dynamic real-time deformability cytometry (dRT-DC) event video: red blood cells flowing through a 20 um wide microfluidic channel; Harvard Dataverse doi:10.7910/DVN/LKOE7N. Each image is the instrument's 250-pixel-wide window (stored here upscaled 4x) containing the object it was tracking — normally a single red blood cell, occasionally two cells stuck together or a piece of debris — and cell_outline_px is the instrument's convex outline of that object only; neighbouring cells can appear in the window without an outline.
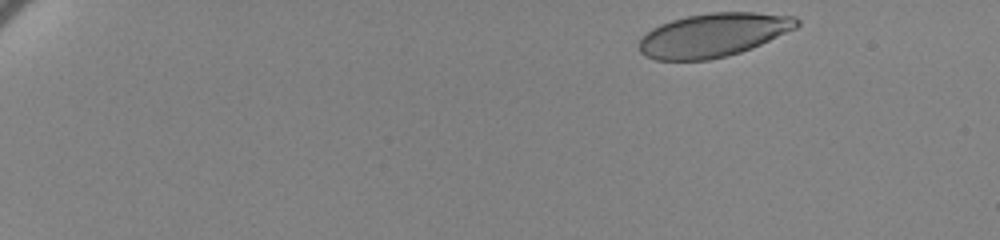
{"species": "human", "species_latin": "Homo sapiens", "temperature_condition": "cold", "stored_images_in_passage": 54, "camera_frame_rate_fps": 3000, "um_per_image_px": 0.085, "donor": {"sex": "female"}, "frame": {"image": 1, "passage_image": 1, "time_ms": 0.0, "image_size_px": [1000, 240], "cell_outline_px": [[800, 24], [796, 28], [752, 48], [740, 52], [708, 60], [656, 60], [644, 56], [640, 52], [640, 40], [652, 28], [660, 24], [672, 20], [688, 16], [712, 12], [756, 12], [796, 16], [800, 20]], "centroid_in_image_um": [60.66, 2.97], "position_along_channel_um": 24.3, "area_um2": 40.0}}
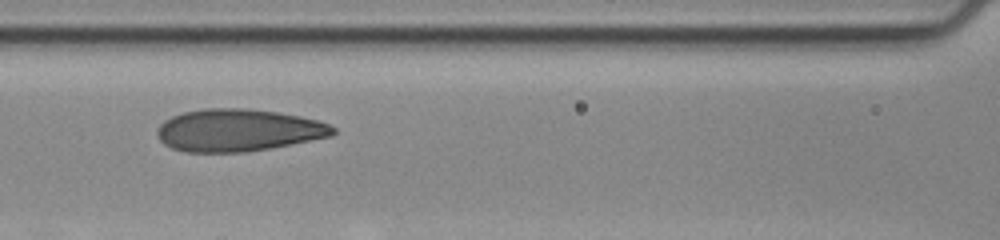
{"frame": {"image": 2, "passage_image": 24, "time_ms": 7.667, "image_size_px": [1000, 240], "cell_outline_px": [[336, 132], [332, 136], [268, 148], [244, 152], [184, 152], [172, 148], [164, 144], [160, 140], [156, 132], [160, 124], [164, 120], [172, 116], [184, 112], [204, 108], [248, 108], [280, 112], [300, 116], [316, 120], [328, 124], [336, 128]], "centroid_in_image_um": [20.23, 11.06], "position_along_channel_um": 146.4, "area_um2": 43.35}}
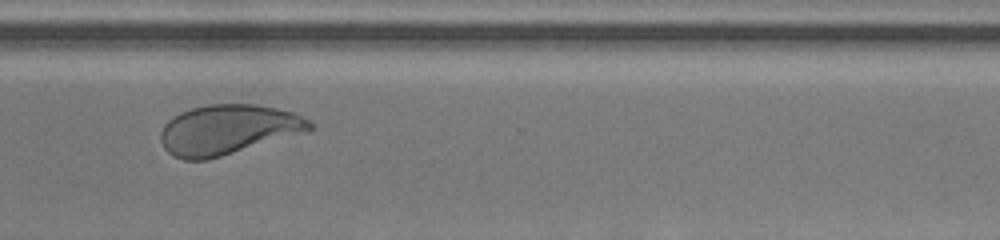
{"frame": {"image": 3, "passage_image": 42, "time_ms": 13.667, "image_size_px": [1000, 240], "cell_outline_px": [[312, 128], [308, 132], [208, 160], [184, 160], [172, 156], [164, 148], [160, 140], [160, 132], [164, 124], [172, 116], [180, 112], [192, 108], [208, 104], [256, 104], [276, 108], [292, 112], [308, 120], [312, 124]], "centroid_in_image_um": [19.35, 11.03], "position_along_channel_um": 351.3, "area_um2": 43.58}, "authors_computed_cell_mechanics": {"area_um2": 42.6564, "velocity_mm_per_s": 3.4236, "shape_relaxation_time_tau1_ms": 4.7763, "shape_relaxation_time_tau2_ms": 0.8553, "deformation_change_tau1": 0.1648, "deformation_change_tau2": 0.0734}}